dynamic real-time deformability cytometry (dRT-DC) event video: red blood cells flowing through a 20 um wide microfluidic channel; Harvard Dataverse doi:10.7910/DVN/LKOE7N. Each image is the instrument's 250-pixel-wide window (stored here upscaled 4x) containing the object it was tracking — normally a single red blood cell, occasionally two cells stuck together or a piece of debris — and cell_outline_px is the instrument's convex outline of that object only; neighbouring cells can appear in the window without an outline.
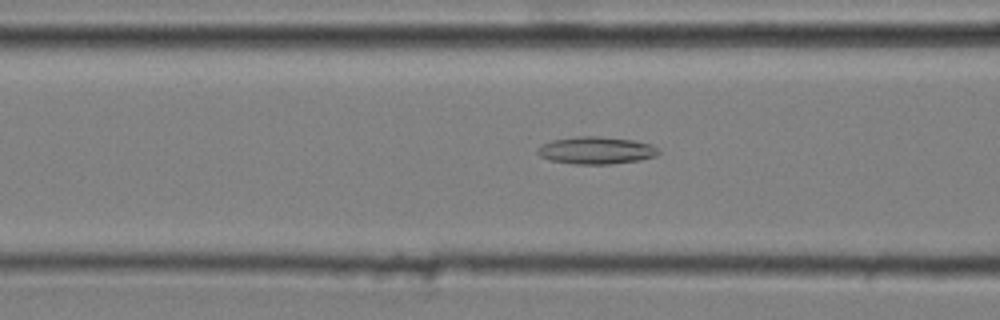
{"species": "common noctule bat (a hibernating species)", "species_latin": "Nyctalus noctula", "temperature_condition": "cold", "stored_images_in_passage": 43, "camera_frame_rate_fps": 3000, "um_per_image_px": 0.085, "animal": {"sex": "male", "body_mass_g": 20.4}, "frame": {"image": 1, "passage_image": 13, "time_ms": 4.0, "image_size_px": [1000, 320], "cell_outline_px": [[660, 152], [656, 156], [640, 160], [612, 164], [576, 164], [548, 160], [540, 156], [536, 152], [536, 148], [552, 140], [580, 136], [600, 136], [632, 140], [652, 144]], "centroid_in_image_um": [50.66, 12.79], "position_along_channel_um": 115.9, "area_um2": 19.31}}
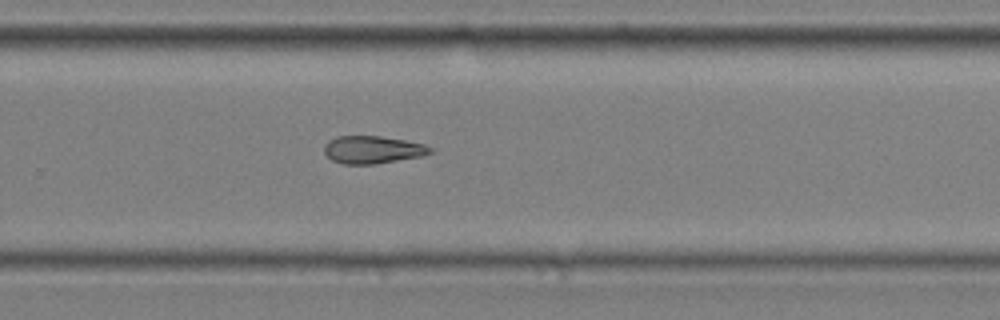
{"frame": {"image": 2, "passage_image": 28, "time_ms": 9.0, "image_size_px": [1000, 320], "cell_outline_px": [[432, 152], [420, 156], [376, 164], [344, 164], [332, 160], [324, 152], [324, 144], [328, 140], [336, 136], [380, 136], [404, 140], [424, 144], [432, 148]], "centroid_in_image_um": [31.64, 12.72], "position_along_channel_um": 298.2, "area_um2": 16.99}}
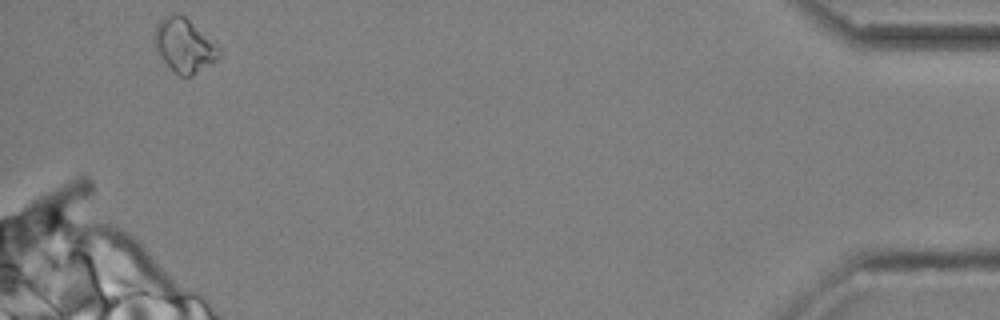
{"frame": {"image": 3, "passage_image": 43, "time_ms": 14.0, "image_size_px": [1000, 320], "cell_outline_px": [[220, 56], [216, 60], [192, 76], [180, 76], [156, 52], [152, 40], [156, 24], [164, 16], [172, 12], [180, 12], [220, 48]], "centroid_in_image_um": [15.61, 3.82], "position_along_channel_um": 419.6, "area_um2": 20.23}}